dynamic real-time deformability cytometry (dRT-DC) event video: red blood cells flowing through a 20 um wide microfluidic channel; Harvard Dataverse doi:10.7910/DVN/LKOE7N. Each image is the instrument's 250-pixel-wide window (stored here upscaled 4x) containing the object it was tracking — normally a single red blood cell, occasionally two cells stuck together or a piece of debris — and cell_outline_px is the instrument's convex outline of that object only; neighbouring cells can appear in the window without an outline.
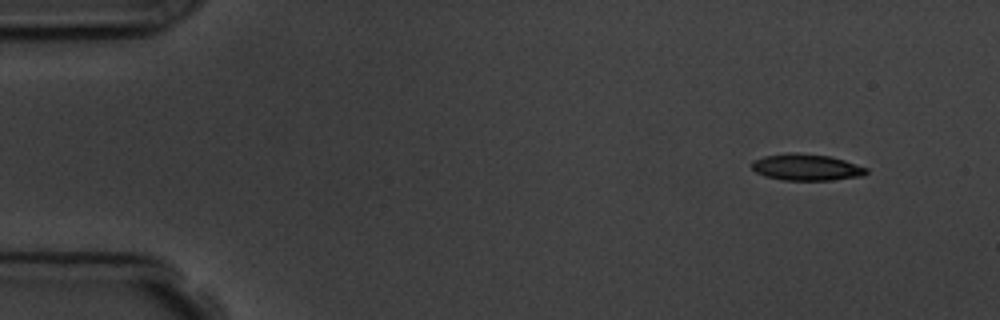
{"species": "common noctule bat (a hibernating species)", "species_latin": "Nyctalus noctula", "temperature_condition": "room temperature", "stored_images_in_passage": 5, "camera_frame_rate_fps": 3000, "um_per_image_px": 0.085, "animal": {"sex": "male", "body_mass_g": 19.5, "forearm_length_mm": 54.6}, "frame": {"image": 1, "passage_image": 1, "time_ms": 0.0, "image_size_px": [1000, 320], "cell_outline_px": [[868, 172], [864, 176], [832, 180], [784, 180], [764, 176], [756, 172], [752, 168], [752, 160], [764, 156], [792, 152], [796, 152], [832, 156], [868, 168]], "centroid_in_image_um": [68.56, 14.21], "position_along_channel_um": 16.4, "area_um2": 17.86}}
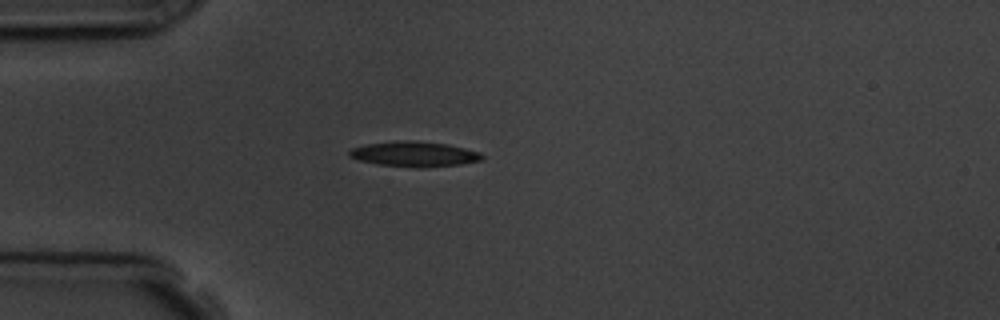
{"frame": {"image": 2, "passage_image": 4, "time_ms": 3.333, "image_size_px": [1000, 320], "cell_outline_px": [[484, 156], [480, 160], [460, 164], [420, 168], [376, 164], [360, 160], [348, 156], [348, 152], [352, 148], [364, 144], [396, 140], [412, 140], [448, 144], [480, 152]], "centroid_in_image_um": [35.17, 13.08], "position_along_channel_um": 49.8, "area_um2": 19.54}}